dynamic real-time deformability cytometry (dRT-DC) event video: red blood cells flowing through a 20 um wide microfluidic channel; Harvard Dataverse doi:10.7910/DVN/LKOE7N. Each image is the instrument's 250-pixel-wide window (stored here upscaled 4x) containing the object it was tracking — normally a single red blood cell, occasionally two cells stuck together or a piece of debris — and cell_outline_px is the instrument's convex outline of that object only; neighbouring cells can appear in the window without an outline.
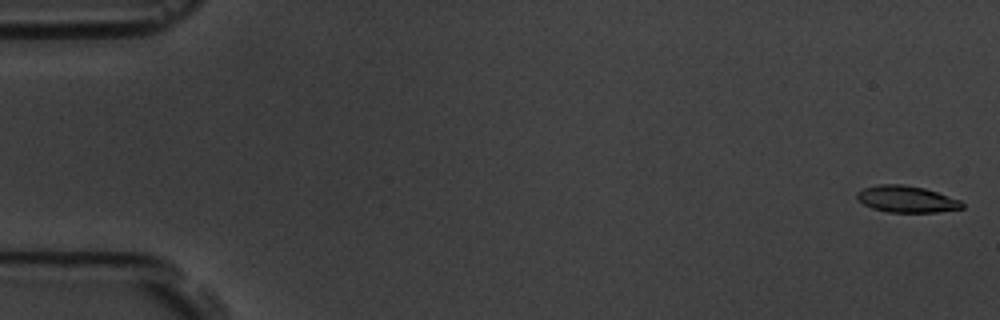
{"species": "common noctule bat (a hibernating species)", "species_latin": "Nyctalus noctula", "temperature_condition": "room temperature", "stored_images_in_passage": 1, "camera_frame_rate_fps": 3000, "um_per_image_px": 0.085, "animal": {"sex": "male", "body_mass_g": 19.5, "forearm_length_mm": 54.6}, "frame": {"image": 1, "passage_image": 1, "time_ms": 0.0, "image_size_px": [1000, 320], "cell_outline_px": [[964, 208], [936, 212], [888, 212], [872, 208], [864, 204], [856, 196], [856, 192], [864, 188], [876, 184], [904, 184], [924, 188], [960, 200], [964, 204]], "centroid_in_image_um": [77.05, 16.92], "position_along_channel_um": 8.0, "area_um2": 16.24}}